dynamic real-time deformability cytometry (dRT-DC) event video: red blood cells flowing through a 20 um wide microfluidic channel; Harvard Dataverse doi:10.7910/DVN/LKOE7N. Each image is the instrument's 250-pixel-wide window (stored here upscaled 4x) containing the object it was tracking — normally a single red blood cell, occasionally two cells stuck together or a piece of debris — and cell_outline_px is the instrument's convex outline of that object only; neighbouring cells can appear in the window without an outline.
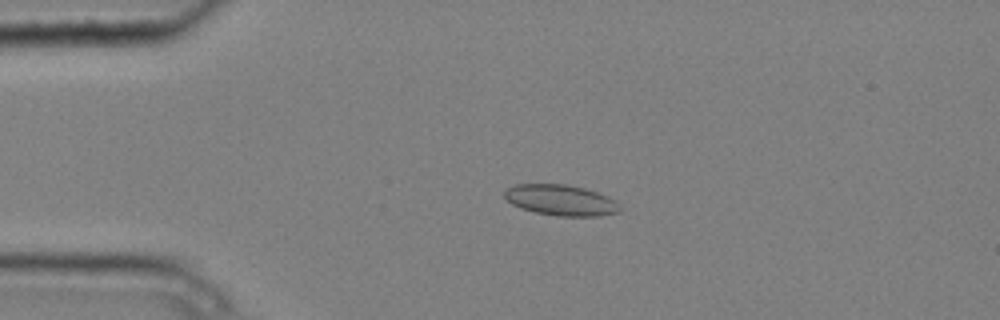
{"species": "common noctule bat (a hibernating species)", "species_latin": "Nyctalus noctula", "temperature_condition": "cold", "stored_images_in_passage": 2, "camera_frame_rate_fps": 3000, "um_per_image_px": 0.085, "animal": {"sex": "male", "body_mass_g": 20.4}, "frame": {"image": 1, "passage_image": 1, "time_ms": 0.0, "image_size_px": [1000, 320], "cell_outline_px": [[620, 212], [600, 216], [556, 216], [536, 212], [520, 208], [512, 204], [504, 196], [504, 192], [508, 188], [516, 184], [568, 184], [584, 188], [608, 196], [616, 200], [620, 204]], "centroid_in_image_um": [47.7, 17.01], "position_along_channel_um": 37.3, "area_um2": 20.81}}